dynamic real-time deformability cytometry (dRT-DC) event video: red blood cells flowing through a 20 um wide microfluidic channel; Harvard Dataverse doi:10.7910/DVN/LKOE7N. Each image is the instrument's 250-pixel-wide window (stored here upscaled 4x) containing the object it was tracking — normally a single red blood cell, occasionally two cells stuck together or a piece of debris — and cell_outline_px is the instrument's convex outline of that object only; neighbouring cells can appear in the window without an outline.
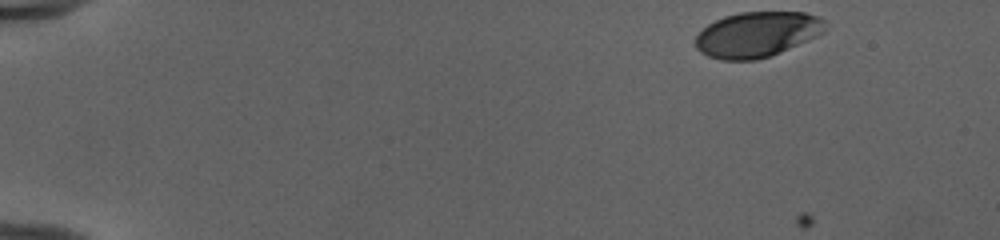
{"species": "human", "species_latin": "Homo sapiens", "temperature_condition": "cold", "stored_images_in_passage": 48, "camera_frame_rate_fps": 3000, "um_per_image_px": 0.085, "donor": {"sex": "female"}, "frame": {"image": 1, "passage_image": 1, "time_ms": 0.0, "image_size_px": [1000, 240], "cell_outline_px": [[828, 28], [824, 32], [808, 40], [780, 52], [756, 60], [720, 60], [708, 56], [700, 52], [696, 48], [696, 36], [708, 24], [724, 16], [740, 12], [804, 12], [820, 16], [828, 24]], "centroid_in_image_um": [64.38, 2.92], "position_along_channel_um": 20.6, "area_um2": 34.39}}
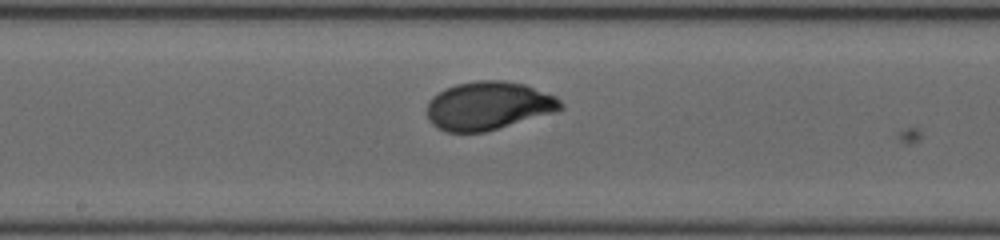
{"frame": {"image": 2, "passage_image": 25, "time_ms": 8.0, "image_size_px": [1000, 240], "cell_outline_px": [[564, 108], [556, 112], [484, 132], [448, 132], [436, 128], [428, 120], [428, 100], [432, 96], [444, 88], [456, 84], [476, 80], [504, 80], [524, 84], [556, 96], [564, 104]], "centroid_in_image_um": [41.51, 8.98], "position_along_channel_um": 206.7, "area_um2": 37.86}}
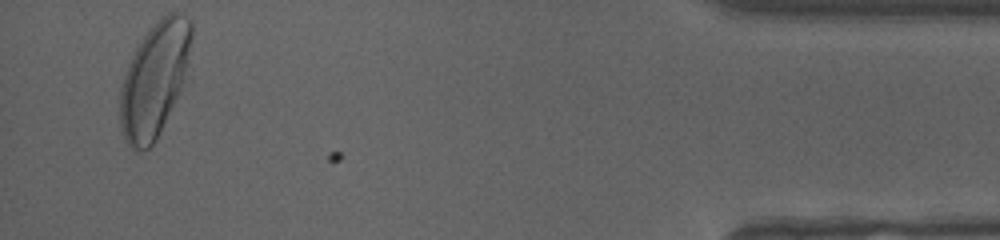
{"frame": {"image": 3, "passage_image": 46, "time_ms": 15.0, "image_size_px": [1000, 240], "cell_outline_px": [[192, 36], [184, 80], [156, 140], [144, 152], [136, 152], [124, 140], [120, 124], [120, 88], [128, 64], [136, 48], [144, 36], [156, 20], [160, 16], [168, 12], [180, 12], [188, 16], [192, 20]], "centroid_in_image_um": [13.12, 6.74], "position_along_channel_um": 422.1, "area_um2": 47.34}, "authors_computed_cell_mechanics": {"area_um2": 36.8764, "velocity_mm_per_s": 3.9679, "shape_relaxation_time_tau1_ms": 2.4773, "shape_relaxation_time_tau2_ms": null, "deformation_change_tau1": 0.1508, "deformation_change_tau2": null}}